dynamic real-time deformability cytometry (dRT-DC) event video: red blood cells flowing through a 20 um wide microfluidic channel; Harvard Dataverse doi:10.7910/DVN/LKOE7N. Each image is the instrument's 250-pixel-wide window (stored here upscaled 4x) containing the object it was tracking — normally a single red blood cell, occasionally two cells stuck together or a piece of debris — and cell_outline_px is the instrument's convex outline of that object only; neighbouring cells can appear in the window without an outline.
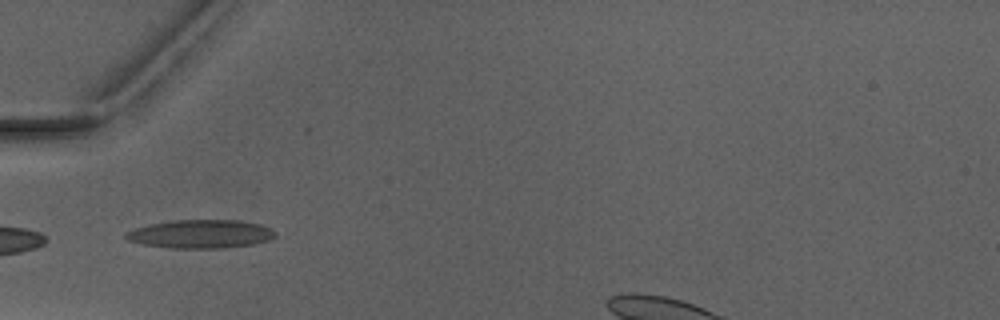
{"species": "Egyptian fruit bat (a non-hibernating species)", "species_latin": "Rousettus aegyptiacus", "temperature_condition": "warm", "stored_images_in_passage": 5, "camera_frame_rate_fps": 3000, "um_per_image_px": 0.085, "animal": {"sex": "male"}, "frame": {"image": 1, "passage_image": 5, "time_ms": 5.667, "image_size_px": [1000, 320], "cell_outline_px": [[276, 236], [268, 240], [252, 244], [220, 248], [172, 248], [144, 244], [128, 240], [124, 236], [124, 232], [148, 224], [172, 220], [240, 220], [260, 224], [272, 228], [276, 232]], "centroid_in_image_um": [17.06, 19.88], "position_along_channel_um": 67.9, "area_um2": 24.8}}